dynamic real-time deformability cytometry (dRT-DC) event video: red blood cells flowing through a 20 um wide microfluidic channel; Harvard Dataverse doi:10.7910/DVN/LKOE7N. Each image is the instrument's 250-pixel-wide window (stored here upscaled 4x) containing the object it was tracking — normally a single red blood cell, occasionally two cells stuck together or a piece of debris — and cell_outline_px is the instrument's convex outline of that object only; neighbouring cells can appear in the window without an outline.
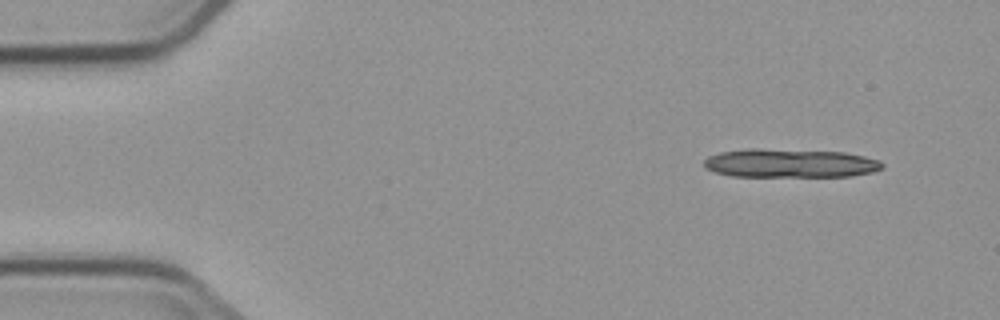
{"species": "common noctule bat (a hibernating species)", "species_latin": "Nyctalus noctula", "temperature_condition": "cold", "stored_images_in_passage": 4, "camera_frame_rate_fps": 3000, "um_per_image_px": 0.085, "animal": {"sex": "male", "body_mass_g": 23.1, "forearm_length_mm": 52.7}, "frame": {"image": 1, "passage_image": 2, "time_ms": 1.333, "image_size_px": [1000, 320], "cell_outline_px": [[884, 168], [872, 172], [852, 176], [732, 176], [716, 172], [704, 168], [704, 160], [708, 156], [720, 152], [748, 148], [756, 148], [844, 152], [864, 156], [880, 160], [884, 164]], "centroid_in_image_um": [67.16, 13.87], "position_along_channel_um": 17.8, "area_um2": 29.94}}